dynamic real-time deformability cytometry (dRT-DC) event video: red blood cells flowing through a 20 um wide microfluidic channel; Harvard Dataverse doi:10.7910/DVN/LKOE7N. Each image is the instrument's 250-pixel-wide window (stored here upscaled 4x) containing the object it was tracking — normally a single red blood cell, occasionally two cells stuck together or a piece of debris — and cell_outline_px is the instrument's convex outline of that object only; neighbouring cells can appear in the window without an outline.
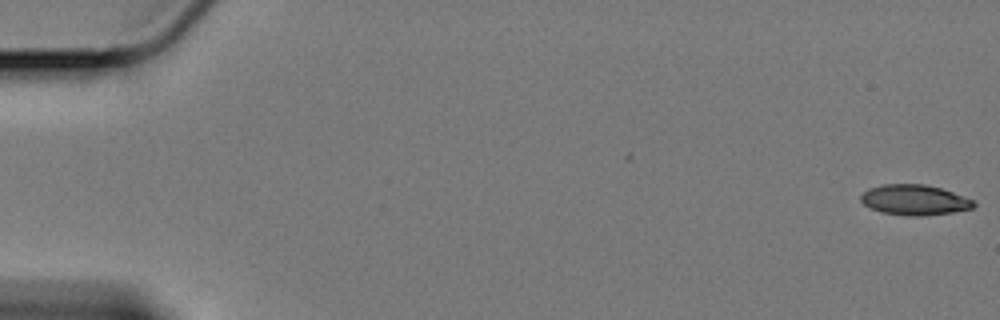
{"species": "Egyptian fruit bat (a non-hibernating species)", "species_latin": "Rousettus aegyptiacus", "temperature_condition": "cold", "stored_images_in_passage": 41, "camera_frame_rate_fps": 3000, "um_per_image_px": 0.085, "animal": {"sex": "female"}, "frame": {"image": 1, "passage_image": 1, "time_ms": 0.0, "image_size_px": [1000, 320], "cell_outline_px": [[976, 204], [972, 208], [952, 212], [924, 216], [908, 216], [880, 212], [864, 204], [860, 200], [860, 196], [868, 188], [884, 184], [924, 184], [940, 188], [976, 200]], "centroid_in_image_um": [77.74, 16.99], "position_along_channel_um": 7.3, "area_um2": 20.0}}
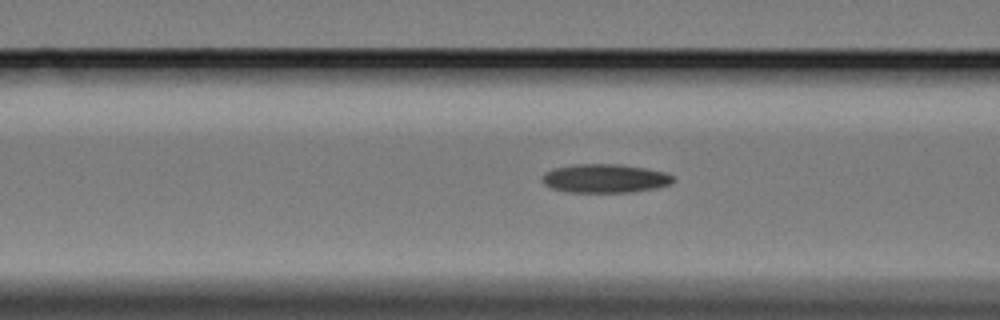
{"frame": {"image": 2, "passage_image": 24, "time_ms": 7.667, "image_size_px": [1000, 320], "cell_outline_px": [[676, 180], [668, 184], [656, 188], [632, 192], [572, 192], [552, 188], [544, 184], [540, 180], [544, 172], [552, 168], [572, 164], [616, 164], [644, 168], [664, 172], [676, 176]], "centroid_in_image_um": [51.4, 15.16], "position_along_channel_um": 115.2, "area_um2": 22.02}}
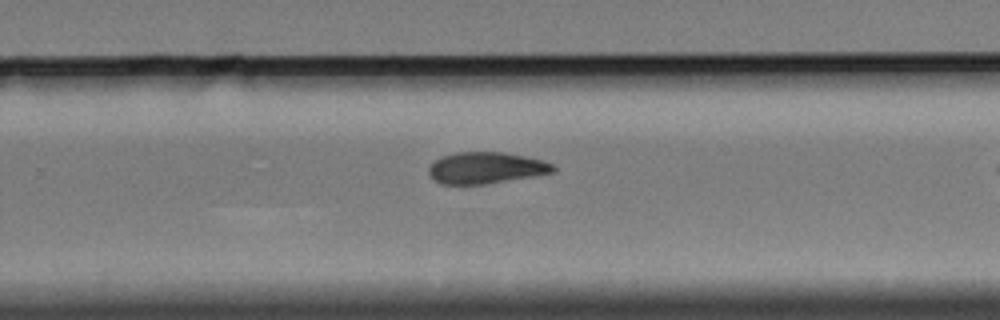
{"frame": {"image": 3, "passage_image": 41, "time_ms": 13.333, "image_size_px": [1000, 320], "cell_outline_px": [[556, 168], [552, 172], [532, 176], [484, 184], [440, 184], [428, 172], [428, 168], [440, 156], [456, 152], [504, 152], [544, 160], [556, 164]], "centroid_in_image_um": [41.32, 14.25], "position_along_channel_um": 288.5, "area_um2": 22.72}}